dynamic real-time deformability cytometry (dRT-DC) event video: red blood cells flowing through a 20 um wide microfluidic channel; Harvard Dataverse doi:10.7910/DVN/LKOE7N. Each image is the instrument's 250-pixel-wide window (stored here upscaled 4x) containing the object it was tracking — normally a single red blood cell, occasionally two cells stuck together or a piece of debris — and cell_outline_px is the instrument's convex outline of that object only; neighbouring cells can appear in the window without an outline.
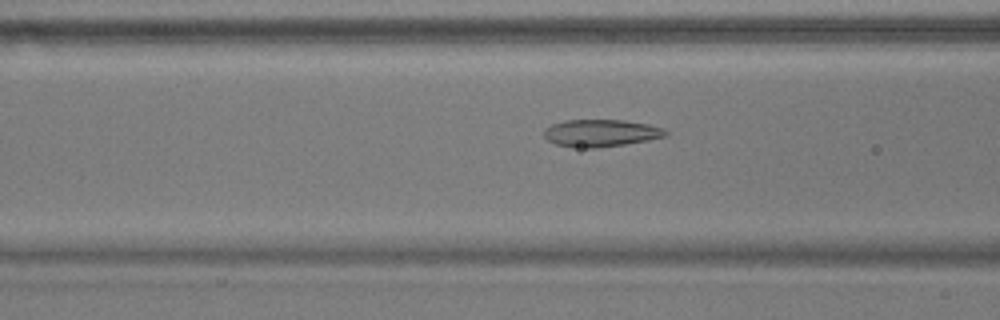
{"species": "common noctule bat (a hibernating species)", "species_latin": "Nyctalus noctula", "temperature_condition": "warm", "stored_images_in_passage": 41, "camera_frame_rate_fps": 3000, "um_per_image_px": 0.085, "animal": {"sex": "male", "body_mass_g": 17.9}, "frame": {"image": 1, "passage_image": 17, "time_ms": 5.333, "image_size_px": [1000, 320], "cell_outline_px": [[668, 136], [648, 140], [624, 144], [592, 148], [588, 148], [556, 144], [548, 140], [544, 136], [544, 128], [552, 124], [564, 120], [624, 120], [648, 124], [664, 128], [668, 132]], "centroid_in_image_um": [51.1, 11.29], "position_along_channel_um": 115.5, "area_um2": 19.19}}
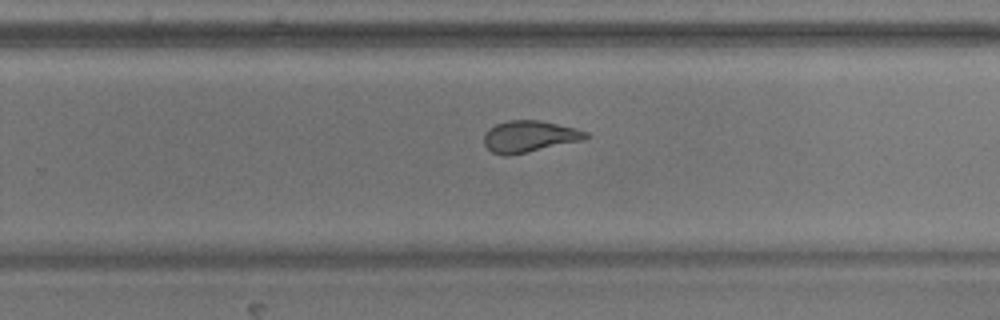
{"frame": {"image": 2, "passage_image": 31, "time_ms": 10.0, "image_size_px": [1000, 320], "cell_outline_px": [[592, 136], [584, 140], [508, 156], [504, 156], [492, 152], [484, 144], [484, 132], [488, 128], [496, 124], [508, 120], [540, 120], [576, 128], [588, 132]], "centroid_in_image_um": [45.01, 11.59], "position_along_channel_um": 284.8, "area_um2": 18.9}}
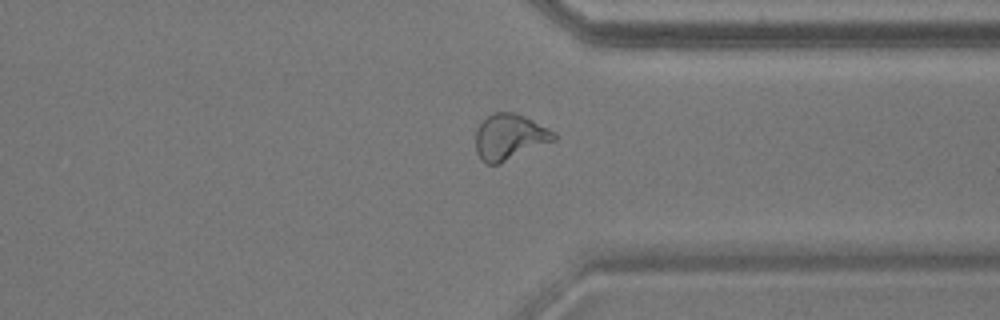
{"frame": {"image": 3, "passage_image": 38, "time_ms": 12.333, "image_size_px": [1000, 320], "cell_outline_px": [[556, 140], [500, 164], [488, 164], [476, 152], [476, 128], [492, 112], [512, 112], [524, 116], [556, 132]], "centroid_in_image_um": [43.33, 11.64], "position_along_channel_um": 368.1, "area_um2": 20.81}}